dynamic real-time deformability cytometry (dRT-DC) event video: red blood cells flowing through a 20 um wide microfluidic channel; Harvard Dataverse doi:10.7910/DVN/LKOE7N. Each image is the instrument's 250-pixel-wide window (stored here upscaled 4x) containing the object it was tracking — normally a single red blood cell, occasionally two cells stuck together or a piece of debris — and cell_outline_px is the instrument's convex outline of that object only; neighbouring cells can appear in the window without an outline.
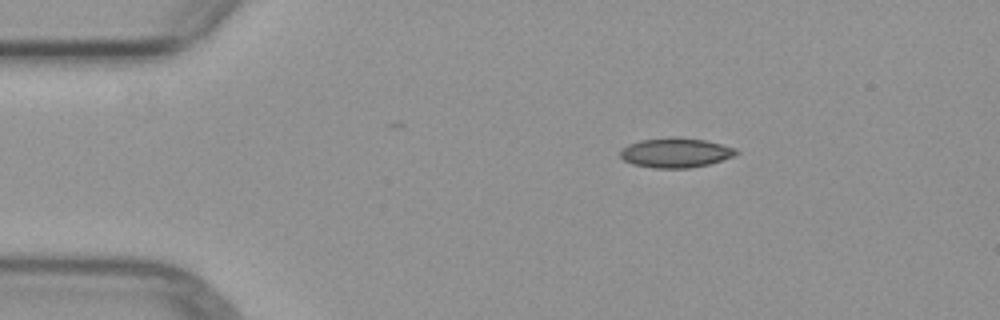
{"species": "common noctule bat (a hibernating species)", "species_latin": "Nyctalus noctula", "temperature_condition": "warm", "stored_images_in_passage": 6, "camera_frame_rate_fps": 3000, "um_per_image_px": 0.085, "animal": {"sex": "female", "body_mass_g": 29.2, "forearm_length_mm": 56.3}, "frame": {"image": 1, "passage_image": 1, "time_ms": 0.0, "image_size_px": [1000, 320], "cell_outline_px": [[740, 152], [736, 156], [708, 164], [688, 168], [656, 168], [632, 164], [624, 160], [620, 156], [620, 152], [628, 144], [640, 140], [672, 136], [680, 136], [704, 140], [736, 148]], "centroid_in_image_um": [57.45, 12.97], "position_along_channel_um": 27.6, "area_um2": 20.17}}
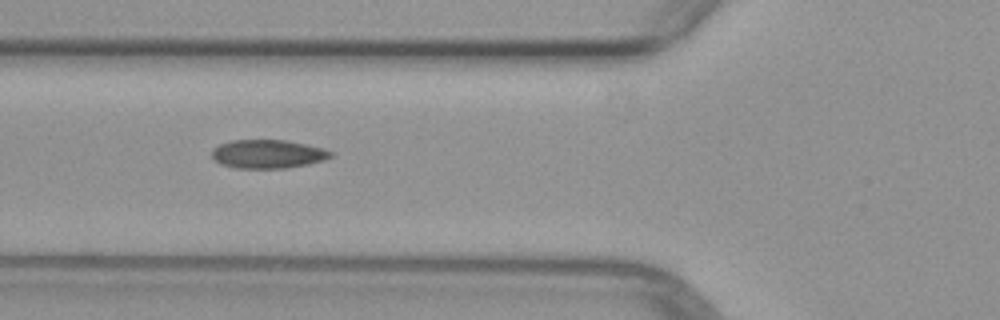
{"frame": {"image": 2, "passage_image": 4, "time_ms": 3.333, "image_size_px": [1000, 320], "cell_outline_px": [[332, 156], [324, 160], [308, 164], [284, 168], [236, 168], [220, 164], [212, 156], [212, 148], [220, 144], [232, 140], [284, 140], [324, 148], [332, 152]], "centroid_in_image_um": [22.75, 13.09], "position_along_channel_um": 103.0, "area_um2": 19.71}}
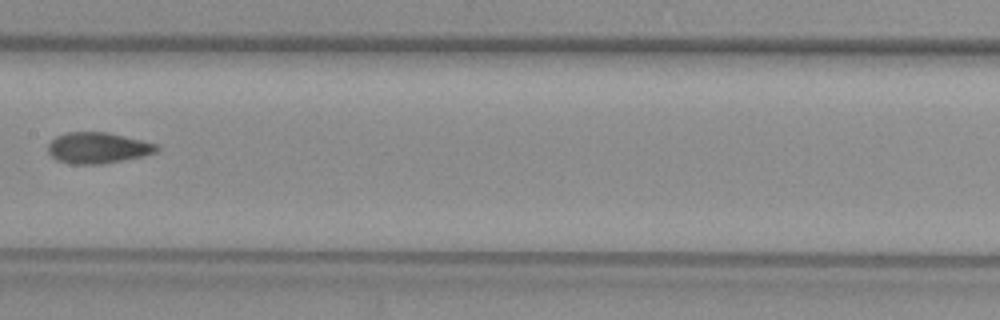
{"frame": {"image": 3, "passage_image": 6, "time_ms": 5.667, "image_size_px": [1000, 320], "cell_outline_px": [[160, 148], [156, 152], [144, 156], [104, 164], [72, 164], [56, 160], [48, 152], [48, 144], [56, 136], [64, 132], [108, 132], [156, 144]], "centroid_in_image_um": [8.3, 12.57], "position_along_channel_um": 199.1, "area_um2": 19.71}}